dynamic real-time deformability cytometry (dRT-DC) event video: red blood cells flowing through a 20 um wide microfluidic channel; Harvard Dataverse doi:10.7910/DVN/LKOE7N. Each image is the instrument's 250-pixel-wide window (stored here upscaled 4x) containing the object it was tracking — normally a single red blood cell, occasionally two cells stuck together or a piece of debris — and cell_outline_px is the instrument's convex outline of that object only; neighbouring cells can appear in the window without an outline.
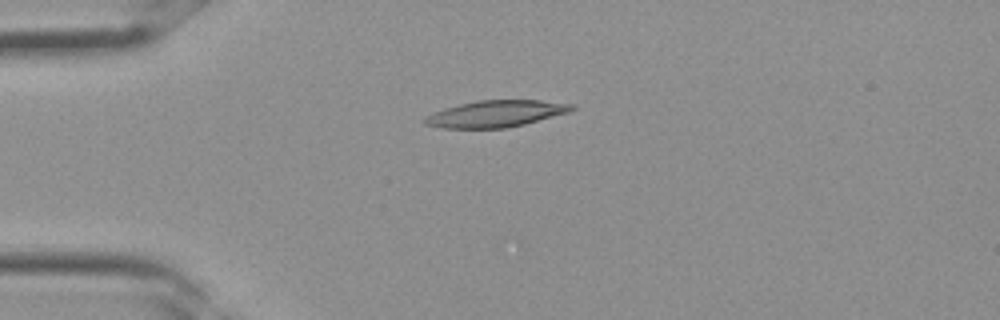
{"species": "Egyptian fruit bat (a non-hibernating species)", "species_latin": "Rousettus aegyptiacus", "temperature_condition": "room temperature", "stored_images_in_passage": 33, "camera_frame_rate_fps": 3000, "um_per_image_px": 0.085, "frame": {"image": 1, "passage_image": 7, "time_ms": 2.0, "image_size_px": [1000, 320], "cell_outline_px": [[576, 108], [568, 112], [524, 124], [504, 128], [440, 128], [424, 124], [420, 120], [424, 116], [444, 108], [476, 100], [540, 100], [576, 104]], "centroid_in_image_um": [42.1, 9.66], "position_along_channel_um": 42.9, "area_um2": 22.95}}
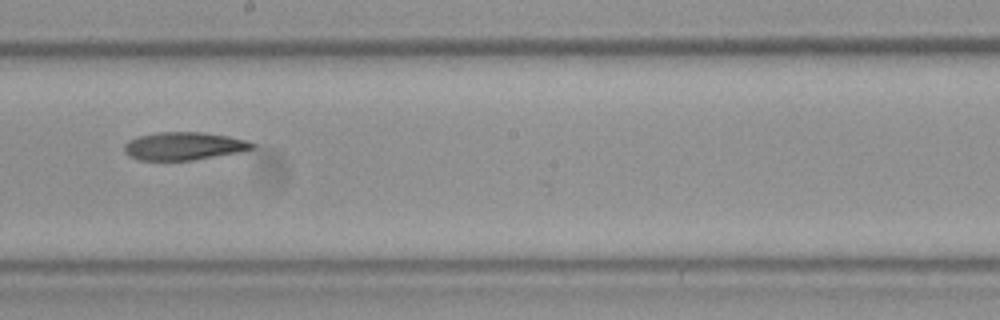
{"frame": {"image": 2, "passage_image": 18, "time_ms": 5.667, "image_size_px": [1000, 320], "cell_outline_px": [[256, 148], [240, 152], [192, 160], [140, 160], [128, 156], [124, 152], [124, 144], [128, 140], [136, 136], [156, 132], [204, 132], [228, 136], [248, 140], [256, 144]], "centroid_in_image_um": [15.63, 12.41], "position_along_channel_um": 232.6, "area_um2": 21.1}}
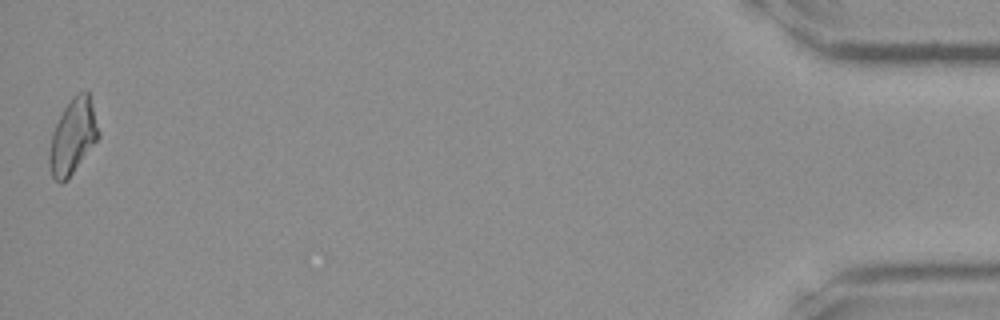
{"frame": {"image": 3, "passage_image": 33, "time_ms": 10.667, "image_size_px": [1000, 320], "cell_outline_px": [[100, 136], [68, 180], [60, 184], [52, 176], [48, 164], [48, 152], [52, 132], [64, 108], [72, 96], [76, 92], [88, 92], [100, 132]], "centroid_in_image_um": [6.17, 11.64], "position_along_channel_um": 429.0, "area_um2": 21.56}}